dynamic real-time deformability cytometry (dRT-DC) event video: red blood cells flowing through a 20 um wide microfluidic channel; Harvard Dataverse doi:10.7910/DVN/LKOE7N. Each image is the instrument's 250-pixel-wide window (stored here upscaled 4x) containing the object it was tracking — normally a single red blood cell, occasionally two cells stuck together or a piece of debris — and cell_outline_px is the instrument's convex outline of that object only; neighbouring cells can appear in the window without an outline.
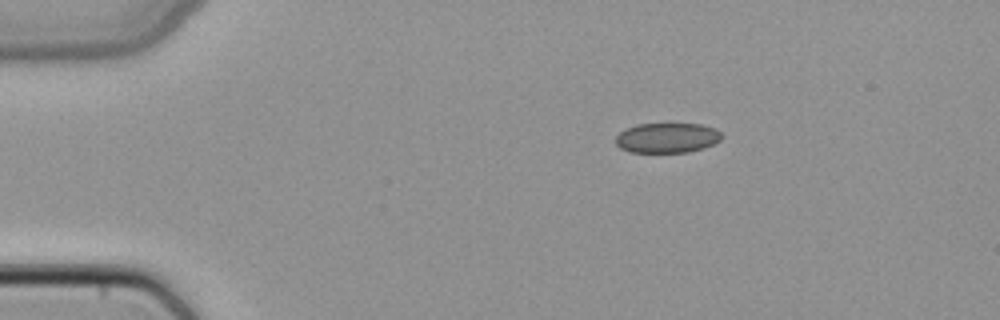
{"species": "common noctule bat (a hibernating species)", "species_latin": "Nyctalus noctula", "temperature_condition": "cold", "stored_images_in_passage": 3, "camera_frame_rate_fps": 3000, "um_per_image_px": 0.085, "animal": {"sex": "female", "body_mass_g": 22.7, "forearm_length_mm": 54.2}, "frame": {"image": 1, "passage_image": 1, "time_ms": 0.0, "image_size_px": [1000, 320], "cell_outline_px": [[724, 136], [720, 140], [704, 148], [688, 152], [628, 152], [620, 148], [616, 144], [616, 136], [620, 132], [636, 124], [700, 124], [716, 128]], "centroid_in_image_um": [56.72, 11.72], "position_along_channel_um": 28.3, "area_um2": 18.55}}